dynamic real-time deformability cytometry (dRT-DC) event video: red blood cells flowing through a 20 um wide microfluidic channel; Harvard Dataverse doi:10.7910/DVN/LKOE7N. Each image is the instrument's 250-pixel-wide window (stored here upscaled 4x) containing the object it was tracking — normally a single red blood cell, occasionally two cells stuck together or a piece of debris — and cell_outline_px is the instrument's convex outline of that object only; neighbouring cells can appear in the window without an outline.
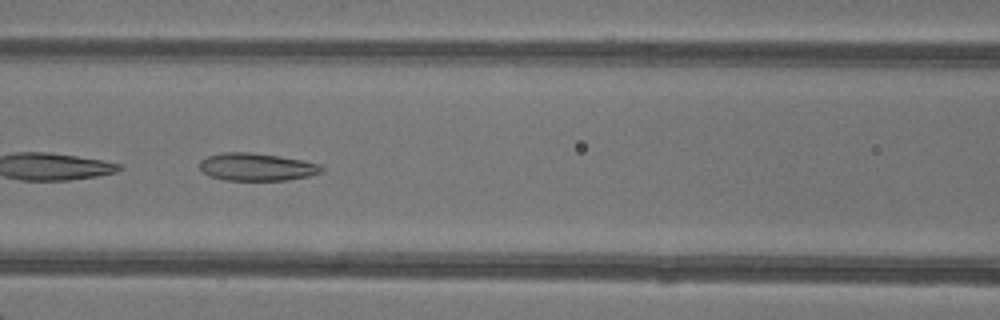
{"species": "common noctule bat (a hibernating species)", "species_latin": "Nyctalus noctula", "temperature_condition": "warm", "stored_images_in_passage": 29, "camera_frame_rate_fps": 3000, "um_per_image_px": 0.085, "animal": {"sex": "female"}, "frame": {"image": 1, "passage_image": 9, "time_ms": 2.667, "image_size_px": [1000, 320], "cell_outline_px": [[324, 172], [308, 176], [284, 180], [224, 180], [212, 176], [204, 172], [200, 168], [200, 160], [208, 156], [224, 152], [252, 152], [280, 156], [320, 164], [324, 168]], "centroid_in_image_um": [21.84, 14.18], "position_along_channel_um": 144.8, "area_um2": 19.54}}
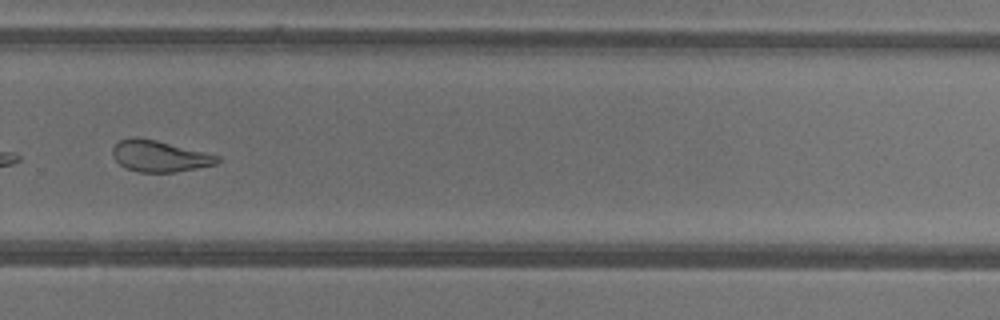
{"frame": {"image": 2, "passage_image": 21, "time_ms": 6.667, "image_size_px": [1000, 320], "cell_outline_px": [[220, 160], [216, 164], [176, 172], [136, 172], [120, 164], [112, 156], [112, 148], [120, 140], [132, 136], [136, 136], [156, 140], [220, 156]], "centroid_in_image_um": [13.53, 13.26], "position_along_channel_um": 316.3, "area_um2": 19.02}, "authors_computed_cell_mechanics": {"area_um2": 19.8254, "velocity_mm_per_s": 4.3048, "shape_relaxation_time_tau1_ms": null, "shape_relaxation_time_tau2_ms": 2.1369, "deformation_change_tau1": null, "deformation_change_tau2": 0.0926}}